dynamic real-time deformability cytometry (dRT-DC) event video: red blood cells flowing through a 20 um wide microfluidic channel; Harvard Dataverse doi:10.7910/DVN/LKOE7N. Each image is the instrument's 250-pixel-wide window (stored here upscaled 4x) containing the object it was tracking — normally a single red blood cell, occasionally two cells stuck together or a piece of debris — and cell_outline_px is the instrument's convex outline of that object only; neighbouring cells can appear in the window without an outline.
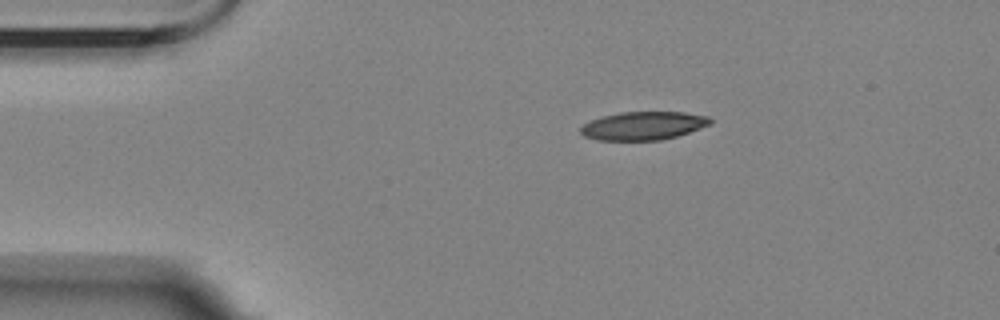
{"species": "Egyptian fruit bat (a non-hibernating species)", "species_latin": "Rousettus aegyptiacus", "temperature_condition": "room temperature", "stored_images_in_passage": 47, "camera_frame_rate_fps": 3000, "um_per_image_px": 0.085, "animal": {"sex": "female"}, "frame": {"image": 1, "passage_image": 1, "time_ms": 0.0, "image_size_px": [1000, 320], "cell_outline_px": [[712, 124], [676, 136], [660, 140], [596, 140], [584, 136], [580, 132], [580, 128], [584, 124], [592, 120], [604, 116], [620, 112], [684, 112], [708, 116], [712, 120]], "centroid_in_image_um": [54.69, 10.69], "position_along_channel_um": 30.3, "area_um2": 21.27}}
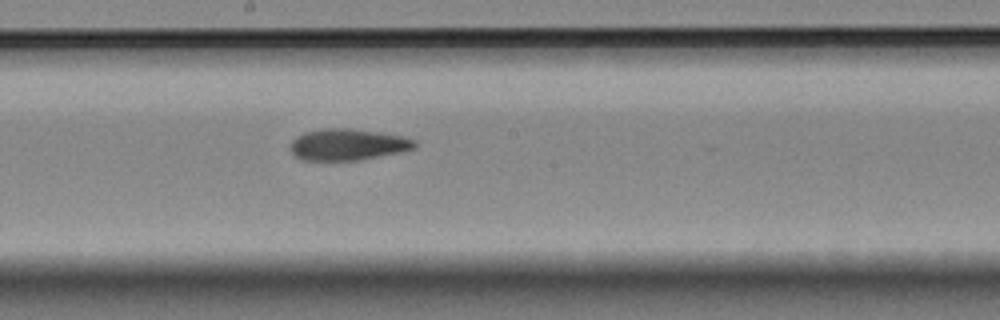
{"frame": {"image": 2, "passage_image": 21, "time_ms": 6.667, "image_size_px": [1000, 320], "cell_outline_px": [[416, 148], [400, 152], [360, 160], [300, 160], [292, 152], [292, 140], [296, 136], [304, 132], [324, 128], [348, 128], [404, 136], [416, 140]], "centroid_in_image_um": [29.57, 12.28], "position_along_channel_um": 218.6, "area_um2": 22.72}}
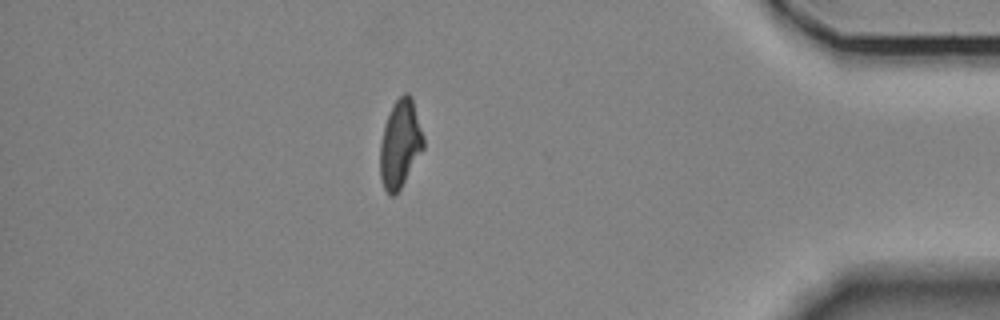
{"frame": {"image": 3, "passage_image": 40, "time_ms": 13.0, "image_size_px": [1000, 320], "cell_outline_px": [[424, 148], [396, 196], [388, 196], [384, 188], [380, 176], [380, 144], [384, 128], [392, 104], [404, 92], [408, 92], [412, 96], [424, 136]], "centroid_in_image_um": [34.02, 12.24], "position_along_channel_um": 401.2, "area_um2": 22.37}, "authors_computed_cell_mechanics": {"area_um2": 22.9466, "velocity_mm_per_s": 3.5137, "shape_relaxation_time_tau1_ms": 5.1534, "shape_relaxation_time_tau2_ms": 5.0954, "deformation_change_tau1": 0.1456, "deformation_change_tau2": 0.1338}}